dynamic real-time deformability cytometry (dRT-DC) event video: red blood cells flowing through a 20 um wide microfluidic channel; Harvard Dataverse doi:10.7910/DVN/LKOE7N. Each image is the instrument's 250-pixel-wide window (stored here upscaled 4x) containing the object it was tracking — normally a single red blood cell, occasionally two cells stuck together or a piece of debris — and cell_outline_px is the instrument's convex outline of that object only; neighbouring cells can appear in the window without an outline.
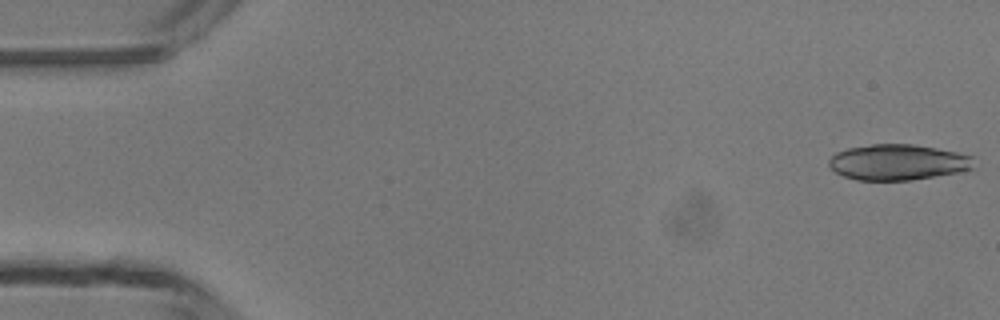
{"species": "common noctule bat (a hibernating species)", "species_latin": "Nyctalus noctula", "temperature_condition": "room temperature", "stored_images_in_passage": 4, "camera_frame_rate_fps": 3000, "um_per_image_px": 0.085, "animal": {"sex": "male", "body_mass_g": 13.3}, "frame": {"image": 1, "passage_image": 1, "time_ms": 0.0, "image_size_px": [1000, 320], "cell_outline_px": [[976, 156], [972, 168], [956, 172], [936, 176], [912, 180], [856, 180], [844, 176], [836, 172], [828, 164], [828, 160], [836, 152], [848, 148], [872, 144], [912, 144], [936, 148]], "centroid_in_image_um": [76.32, 13.78], "position_along_channel_um": 8.7, "area_um2": 30.17}}